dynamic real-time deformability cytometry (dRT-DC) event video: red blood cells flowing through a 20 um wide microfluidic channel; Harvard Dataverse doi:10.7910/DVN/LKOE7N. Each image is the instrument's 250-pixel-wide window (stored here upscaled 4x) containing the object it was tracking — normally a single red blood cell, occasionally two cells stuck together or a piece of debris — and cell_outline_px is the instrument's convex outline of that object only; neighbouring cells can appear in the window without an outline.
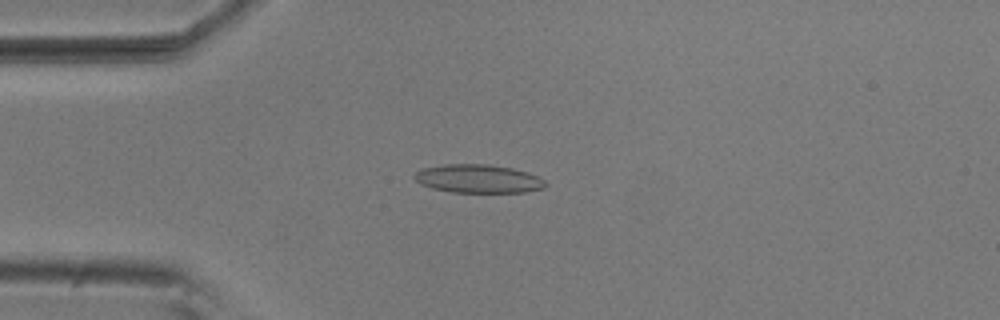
{"species": "common noctule bat (a hibernating species)", "species_latin": "Nyctalus noctula", "temperature_condition": "room temperature", "stored_images_in_passage": 7, "camera_frame_rate_fps": 3000, "um_per_image_px": 0.085, "animal": {"sex": "male", "body_mass_g": 20.5, "forearm_length_mm": 52.5}, "frame": {"image": 1, "passage_image": 4, "time_ms": 1.0, "image_size_px": [1000, 320], "cell_outline_px": [[548, 184], [544, 188], [524, 192], [452, 192], [432, 188], [420, 184], [412, 176], [416, 172], [424, 168], [444, 164], [488, 164], [512, 168], [528, 172], [544, 180]], "centroid_in_image_um": [40.65, 15.19], "position_along_channel_um": 44.4, "area_um2": 21.68}}
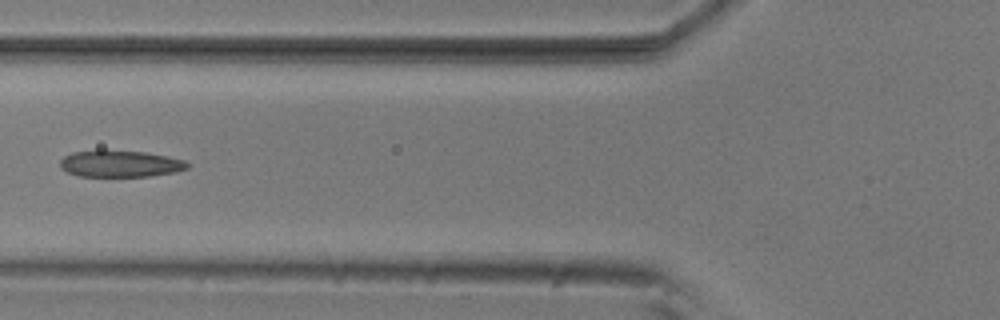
{"frame": {"image": 2, "passage_image": 6, "time_ms": 1.667, "image_size_px": [1000, 320], "cell_outline_px": [[188, 168], [176, 172], [148, 176], [80, 176], [68, 172], [60, 168], [60, 160], [64, 156], [72, 152], [144, 152], [168, 156], [184, 160], [188, 164]], "centroid_in_image_um": [10.24, 13.94], "position_along_channel_um": 115.6, "area_um2": 19.13}}
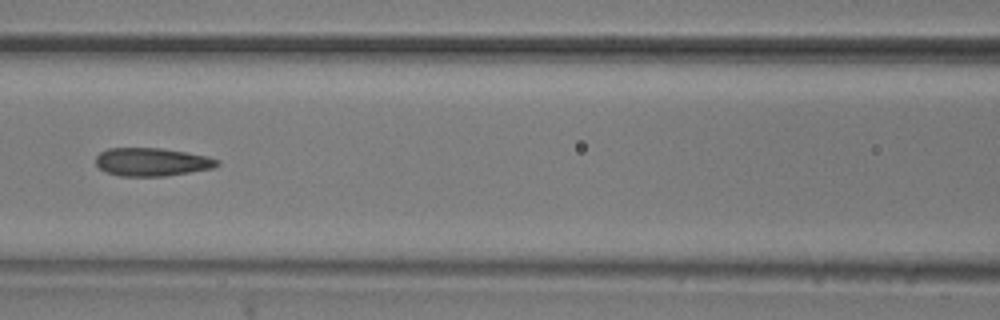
{"frame": {"image": 3, "passage_image": 7, "time_ms": 2.0, "image_size_px": [1000, 320], "cell_outline_px": [[220, 164], [212, 168], [164, 176], [120, 176], [108, 172], [100, 168], [96, 164], [96, 156], [100, 152], [108, 148], [160, 148], [208, 156], [220, 160]], "centroid_in_image_um": [12.91, 13.76], "position_along_channel_um": 153.7, "area_um2": 19.77}}